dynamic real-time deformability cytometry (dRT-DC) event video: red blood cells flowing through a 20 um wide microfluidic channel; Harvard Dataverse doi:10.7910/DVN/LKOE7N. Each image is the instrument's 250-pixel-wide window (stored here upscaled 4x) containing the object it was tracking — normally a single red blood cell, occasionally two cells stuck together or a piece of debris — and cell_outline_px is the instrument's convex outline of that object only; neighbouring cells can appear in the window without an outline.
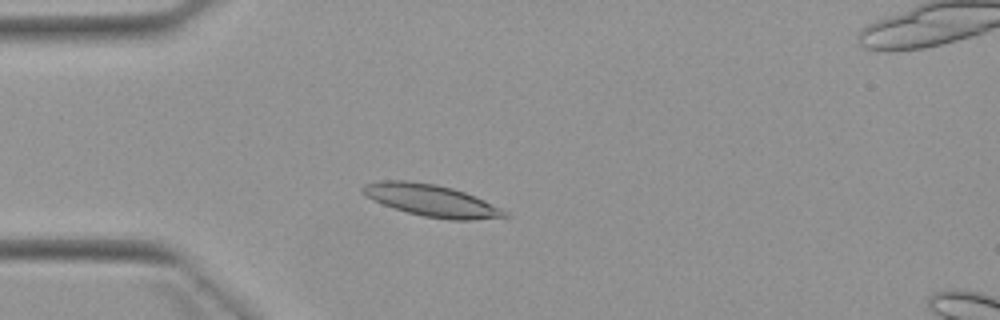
{"species": "Egyptian fruit bat (a non-hibernating species)", "species_latin": "Rousettus aegyptiacus", "temperature_condition": "warm", "stored_images_in_passage": 5, "camera_frame_rate_fps": 3000, "um_per_image_px": 0.085, "animal": {"sex": "female"}, "frame": {"image": 1, "passage_image": 4, "time_ms": 3.667, "image_size_px": [1000, 320], "cell_outline_px": [[508, 216], [472, 220], [448, 220], [424, 216], [408, 212], [372, 200], [364, 196], [360, 192], [360, 188], [364, 184], [384, 180], [408, 180], [436, 184], [452, 188], [464, 192], [484, 200], [508, 212]], "centroid_in_image_um": [36.62, 17.03], "position_along_channel_um": 48.4, "area_um2": 26.3}}